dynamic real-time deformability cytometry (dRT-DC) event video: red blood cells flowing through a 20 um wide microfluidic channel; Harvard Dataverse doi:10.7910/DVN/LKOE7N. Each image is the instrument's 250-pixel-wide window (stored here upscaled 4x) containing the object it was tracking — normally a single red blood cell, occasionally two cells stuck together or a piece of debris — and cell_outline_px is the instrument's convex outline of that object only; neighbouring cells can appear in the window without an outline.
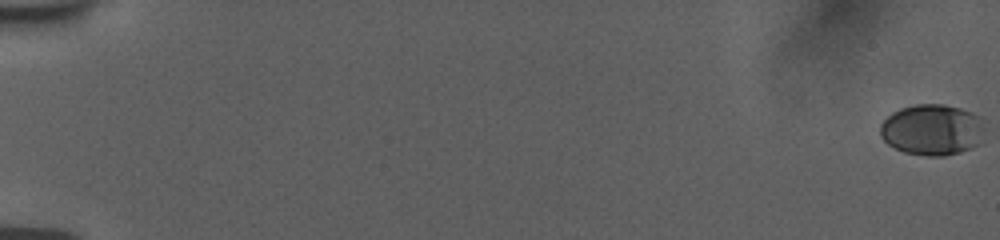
{"species": "human", "species_latin": "Homo sapiens", "temperature_condition": "room temperature", "stored_images_in_passage": 58, "camera_frame_rate_fps": 3000, "um_per_image_px": 0.085, "donor": {"sex": "female"}, "frame": {"image": 1, "passage_image": 1, "time_ms": 0.0, "image_size_px": [1000, 240], "cell_outline_px": [[984, 132], [976, 144], [972, 148], [960, 152], [944, 156], [928, 156], [904, 152], [888, 144], [880, 136], [880, 124], [892, 112], [900, 108], [916, 104], [944, 104], [960, 108], [972, 112], [980, 116], [984, 120]], "centroid_in_image_um": [79.24, 11.02], "position_along_channel_um": 5.8, "area_um2": 31.27}}
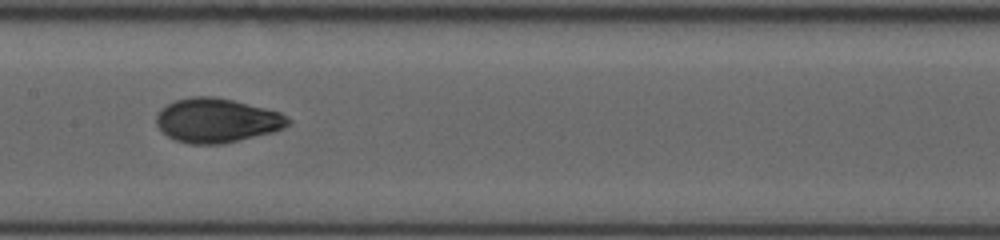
{"frame": {"image": 2, "passage_image": 32, "time_ms": 10.333, "image_size_px": [1000, 240], "cell_outline_px": [[292, 124], [284, 128], [272, 132], [224, 144], [188, 144], [176, 140], [168, 136], [156, 124], [156, 116], [160, 108], [176, 100], [192, 96], [212, 96], [232, 100], [280, 112], [288, 116], [292, 120]], "centroid_in_image_um": [18.45, 10.24], "position_along_channel_um": 188.9, "area_um2": 34.04}}
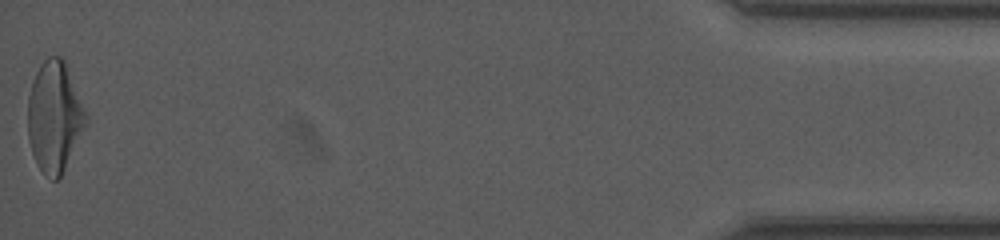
{"frame": {"image": 3, "passage_image": 58, "time_ms": 19.0, "image_size_px": [1000, 240], "cell_outline_px": [[88, 124], [60, 176], [56, 180], [52, 180], [36, 164], [28, 140], [28, 96], [36, 72], [40, 64], [48, 56], [60, 56], [64, 60], [88, 116]], "centroid_in_image_um": [4.64, 9.92], "position_along_channel_um": 430.6, "area_um2": 37.28}, "authors_computed_cell_mechanics": {"area_um2": 33.1772, "velocity_mm_per_s": 3.7573, "shape_relaxation_time_tau1_ms": 5.4643, "shape_relaxation_time_tau2_ms": 1.0122, "deformation_change_tau1": 0.1754, "deformation_change_tau2": 0.0519}}